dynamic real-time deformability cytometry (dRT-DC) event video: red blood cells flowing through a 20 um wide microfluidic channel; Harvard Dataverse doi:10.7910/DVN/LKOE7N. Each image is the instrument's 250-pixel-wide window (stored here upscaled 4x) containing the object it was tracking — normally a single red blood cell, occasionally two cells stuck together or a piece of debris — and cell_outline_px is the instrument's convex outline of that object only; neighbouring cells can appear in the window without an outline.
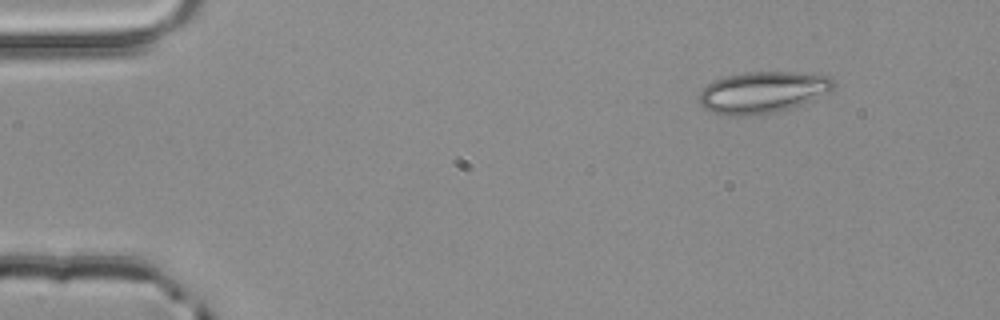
{"species": "common noctule bat (a hibernating species)", "species_latin": "Nyctalus noctula", "temperature_condition": "room temperature", "stored_images_in_passage": 3, "camera_frame_rate_fps": 3000, "um_per_image_px": 0.085, "animal": {"sex": "male", "body_mass_g": 20.4}, "frame": {"image": 1, "passage_image": 1, "time_ms": 0.0, "image_size_px": [1000, 320], "cell_outline_px": [[836, 84], [832, 88], [816, 100], [792, 108], [776, 112], [748, 116], [732, 116], [712, 112], [704, 108], [696, 100], [696, 96], [712, 80], [744, 72], [792, 72], [832, 76], [836, 80]], "centroid_in_image_um": [64.83, 7.85], "position_along_channel_um": 20.2, "area_um2": 33.06}}